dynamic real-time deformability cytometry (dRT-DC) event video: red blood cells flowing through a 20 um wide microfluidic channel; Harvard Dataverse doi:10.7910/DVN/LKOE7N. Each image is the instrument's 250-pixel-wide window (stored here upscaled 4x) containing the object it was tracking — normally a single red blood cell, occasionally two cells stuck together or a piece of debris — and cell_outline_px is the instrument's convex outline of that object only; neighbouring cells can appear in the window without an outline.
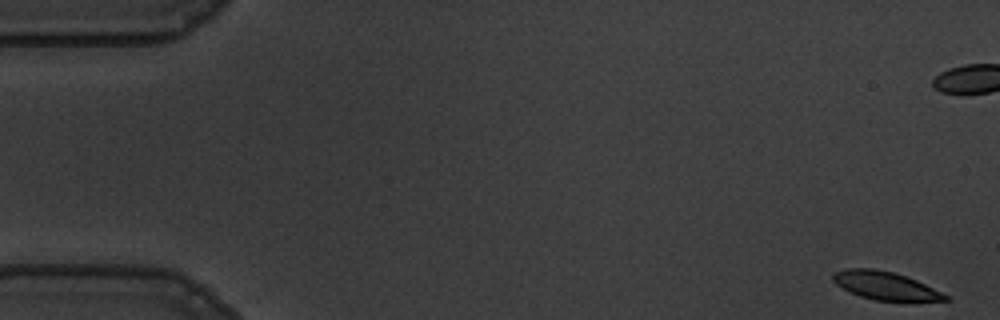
{"species": "common noctule bat (a hibernating species)", "species_latin": "Nyctalus noctula", "temperature_condition": "warm", "stored_images_in_passage": 57, "camera_frame_rate_fps": 3000, "um_per_image_px": 0.085, "animal": {"sex": "male", "body_mass_g": 19.5, "forearm_length_mm": 54.6}, "frame": {"image": 1, "passage_image": 1, "time_ms": 0.0, "image_size_px": [1000, 320], "cell_outline_px": [[948, 300], [872, 300], [860, 296], [836, 284], [832, 280], [832, 276], [836, 272], [844, 268], [872, 268], [892, 272], [916, 280], [948, 296]], "centroid_in_image_um": [75.18, 24.26], "position_along_channel_um": 9.8, "area_um2": 17.8}}
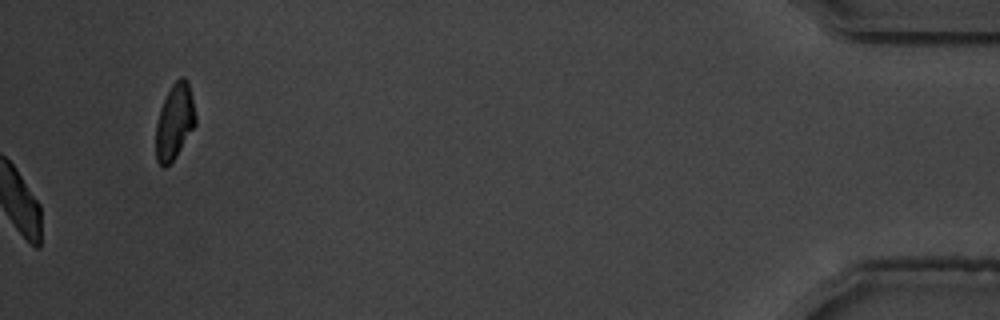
{"frame": {"image": 2, "passage_image": 57, "time_ms": 18.667, "image_size_px": [1000, 320], "cell_outline_px": [[196, 124], [176, 156], [164, 168], [156, 160], [156, 124], [160, 108], [172, 84], [180, 76], [184, 76], [188, 80], [192, 96], [196, 116]], "centroid_in_image_um": [14.85, 10.31], "position_along_channel_um": 420.4, "area_um2": 17.4}, "authors_computed_cell_mechanics": {"area_um2": 19.941, "velocity_mm_per_s": 3.5523, "shape_relaxation_time_tau1_ms": 2.6521, "shape_relaxation_time_tau2_ms": 1.911, "deformation_change_tau1": 0.1318, "deformation_change_tau2": 0.0661}}